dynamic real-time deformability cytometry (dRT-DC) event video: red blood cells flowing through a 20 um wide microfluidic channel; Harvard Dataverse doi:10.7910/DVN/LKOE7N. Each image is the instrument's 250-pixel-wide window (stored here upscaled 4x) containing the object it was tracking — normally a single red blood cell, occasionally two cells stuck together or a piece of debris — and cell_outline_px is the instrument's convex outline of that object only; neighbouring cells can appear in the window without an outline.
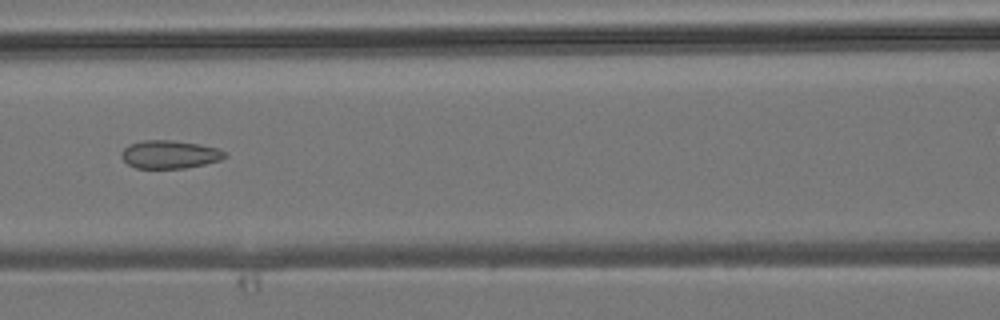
{"species": "common noctule bat (a hibernating species)", "species_latin": "Nyctalus noctula", "temperature_condition": "room temperature", "stored_images_in_passage": 6, "camera_frame_rate_fps": 3000, "um_per_image_px": 0.085, "animal": {"sex": "male", "body_mass_g": 19.2, "forearm_length_mm": 51.8}, "frame": {"image": 1, "passage_image": 6, "time_ms": 5.667, "image_size_px": [1000, 320], "cell_outline_px": [[228, 156], [220, 160], [204, 164], [184, 168], [136, 168], [128, 164], [120, 156], [120, 152], [128, 144], [144, 140], [172, 140], [200, 144], [216, 148], [228, 152]], "centroid_in_image_um": [14.42, 13.12], "position_along_channel_um": 152.2, "area_um2": 17.05}}